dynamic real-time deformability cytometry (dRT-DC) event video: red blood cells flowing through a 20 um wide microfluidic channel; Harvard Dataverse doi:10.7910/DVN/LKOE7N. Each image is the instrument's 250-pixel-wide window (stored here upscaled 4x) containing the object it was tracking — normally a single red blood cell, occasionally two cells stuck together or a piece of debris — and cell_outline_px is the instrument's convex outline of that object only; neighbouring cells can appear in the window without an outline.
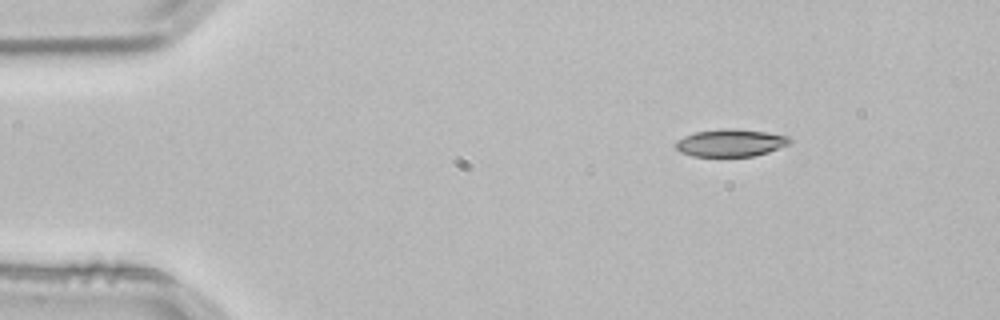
{"species": "common noctule bat (a hibernating species)", "species_latin": "Nyctalus noctula", "temperature_condition": "room temperature", "stored_images_in_passage": 46, "camera_frame_rate_fps": 3000, "um_per_image_px": 0.085, "animal": {"sex": "male", "body_mass_g": 21.5, "forearm_length_mm": 52.0}, "frame": {"image": 1, "passage_image": 1, "time_ms": 0.0, "image_size_px": [1000, 320], "cell_outline_px": [[792, 140], [788, 144], [768, 152], [752, 156], [692, 156], [680, 152], [676, 148], [676, 140], [684, 136], [696, 132], [720, 128], [736, 128], [764, 132], [788, 136]], "centroid_in_image_um": [62.07, 12.13], "position_along_channel_um": 22.9, "area_um2": 18.15}}
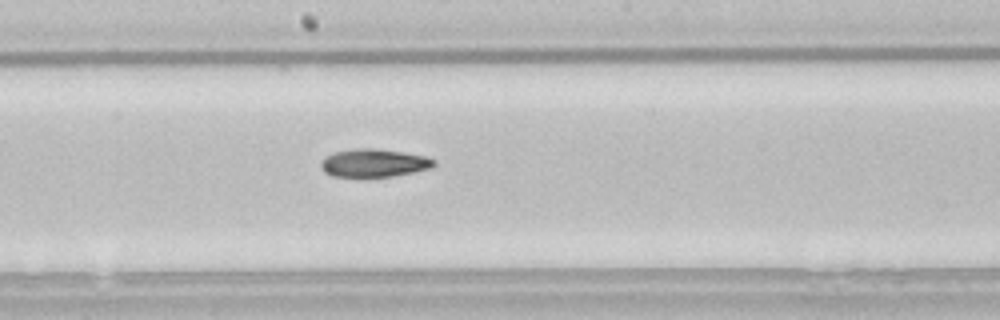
{"frame": {"image": 2, "passage_image": 22, "time_ms": 7.0, "image_size_px": [1000, 320], "cell_outline_px": [[436, 164], [432, 168], [392, 176], [336, 176], [324, 172], [320, 164], [324, 156], [332, 152], [356, 148], [376, 148], [404, 152], [428, 156], [436, 160]], "centroid_in_image_um": [31.81, 13.83], "position_along_channel_um": 216.4, "area_um2": 18.55}}
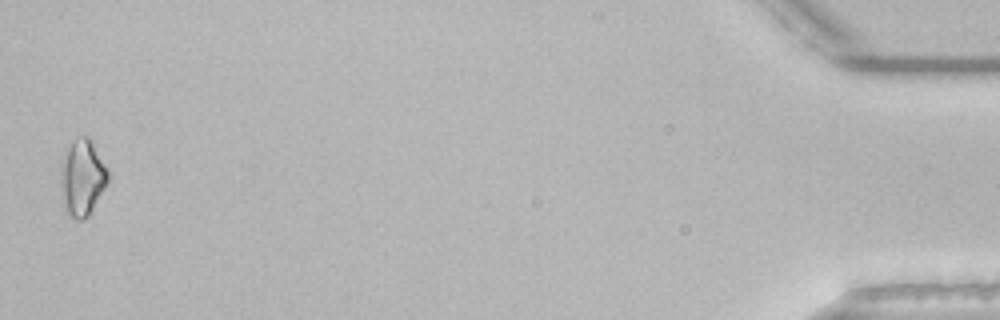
{"frame": {"image": 3, "passage_image": 46, "time_ms": 15.0, "image_size_px": [1000, 320], "cell_outline_px": [[108, 180], [104, 188], [88, 216], [84, 220], [76, 220], [64, 212], [60, 184], [60, 164], [72, 140], [80, 136], [88, 136], [108, 168]], "centroid_in_image_um": [6.96, 15.12], "position_along_channel_um": 428.2, "area_um2": 21.15}, "authors_computed_cell_mechanics": {"area_um2": 18.496, "velocity_mm_per_s": 3.8437, "shape_relaxation_time_tau1_ms": 7.2657, "shape_relaxation_time_tau2_ms": null, "deformation_change_tau1": 0.1645, "deformation_change_tau2": null}}